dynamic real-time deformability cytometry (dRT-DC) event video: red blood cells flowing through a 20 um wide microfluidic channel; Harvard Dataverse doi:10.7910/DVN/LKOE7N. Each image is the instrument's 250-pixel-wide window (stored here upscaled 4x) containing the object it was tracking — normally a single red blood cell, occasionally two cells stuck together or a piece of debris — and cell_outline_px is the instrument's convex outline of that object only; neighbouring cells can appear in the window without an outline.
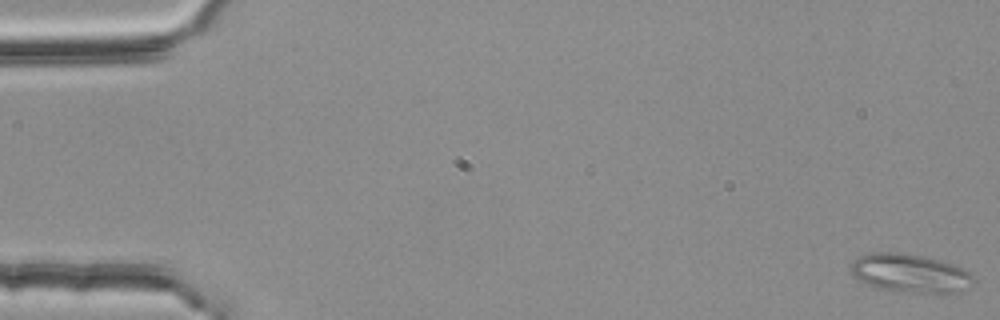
{"species": "common noctule bat (a hibernating species)", "species_latin": "Nyctalus noctula", "temperature_condition": "room temperature", "stored_images_in_passage": 5, "camera_frame_rate_fps": 3000, "um_per_image_px": 0.085, "animal": {"sex": "female", "body_mass_g": 25.1}, "frame": {"image": 1, "passage_image": 1, "time_ms": 0.0, "image_size_px": [1000, 320], "cell_outline_px": [[972, 284], [952, 292], [904, 292], [880, 288], [868, 284], [856, 276], [852, 272], [852, 260], [856, 256], [872, 252], [900, 252], [924, 256], [940, 260], [952, 264], [968, 272], [972, 276]], "centroid_in_image_um": [77.3, 23.19], "position_along_channel_um": 7.7, "area_um2": 26.88}}